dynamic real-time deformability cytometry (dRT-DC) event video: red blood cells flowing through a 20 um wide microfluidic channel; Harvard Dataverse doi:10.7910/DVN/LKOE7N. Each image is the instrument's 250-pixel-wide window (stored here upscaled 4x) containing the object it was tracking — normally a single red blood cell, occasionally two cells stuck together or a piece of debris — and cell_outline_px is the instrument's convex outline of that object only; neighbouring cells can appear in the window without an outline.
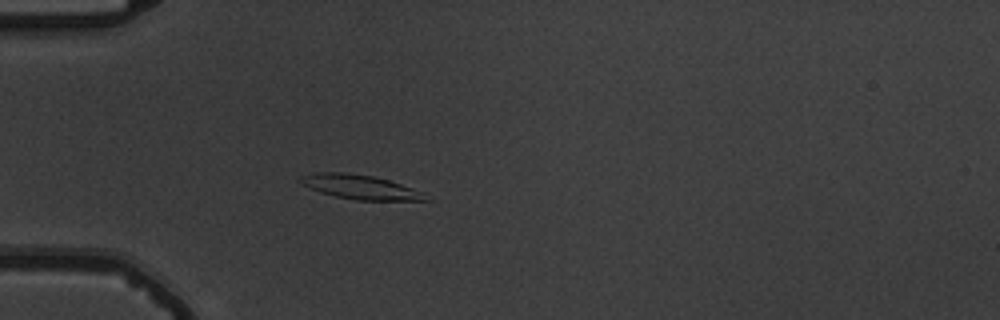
{"species": "common noctule bat (a hibernating species)", "species_latin": "Nyctalus noctula", "temperature_condition": "warm", "stored_images_in_passage": 43, "camera_frame_rate_fps": 3000, "um_per_image_px": 0.085, "animal": {"sex": "male", "body_mass_g": 19.5, "forearm_length_mm": 54.6}, "frame": {"image": 1, "passage_image": 4, "time_ms": 1.0, "image_size_px": [1000, 320], "cell_outline_px": [[428, 200], [356, 200], [336, 196], [320, 192], [300, 184], [300, 176], [312, 172], [344, 172], [372, 176], [388, 180], [424, 192]], "centroid_in_image_um": [30.56, 15.88], "position_along_channel_um": 54.4, "area_um2": 17.57}}
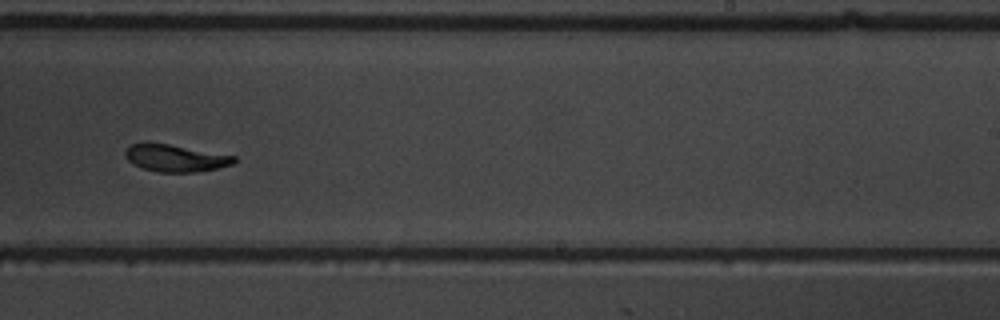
{"frame": {"image": 2, "passage_image": 23, "time_ms": 7.333, "image_size_px": [1000, 320], "cell_outline_px": [[236, 160], [232, 164], [216, 168], [196, 172], [156, 172], [132, 164], [124, 156], [124, 152], [132, 144], [148, 140], [236, 156]], "centroid_in_image_um": [14.85, 13.41], "position_along_channel_um": 274.2, "area_um2": 17.46}}
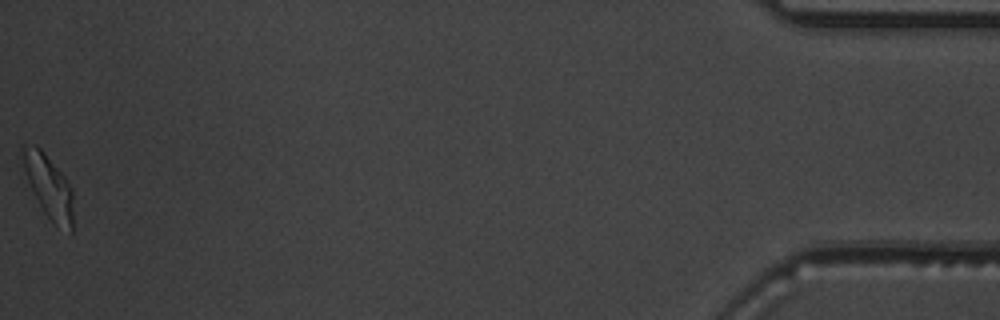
{"frame": {"image": 3, "passage_image": 43, "time_ms": 14.0, "image_size_px": [1000, 320], "cell_outline_px": [[72, 232], [56, 224], [44, 212], [28, 180], [24, 168], [20, 152], [20, 144], [36, 144], [44, 152], [64, 176], [72, 188]], "centroid_in_image_um": [4.11, 15.75], "position_along_channel_um": 431.1, "area_um2": 18.15}, "authors_computed_cell_mechanics": {"area_um2": 17.8024, "velocity_mm_per_s": 3.6753, "shape_relaxation_time_tau1_ms": 3.7109, "shape_relaxation_time_tau2_ms": 1.7575, "deformation_change_tau1": 0.1859, "deformation_change_tau2": 0.0809}}